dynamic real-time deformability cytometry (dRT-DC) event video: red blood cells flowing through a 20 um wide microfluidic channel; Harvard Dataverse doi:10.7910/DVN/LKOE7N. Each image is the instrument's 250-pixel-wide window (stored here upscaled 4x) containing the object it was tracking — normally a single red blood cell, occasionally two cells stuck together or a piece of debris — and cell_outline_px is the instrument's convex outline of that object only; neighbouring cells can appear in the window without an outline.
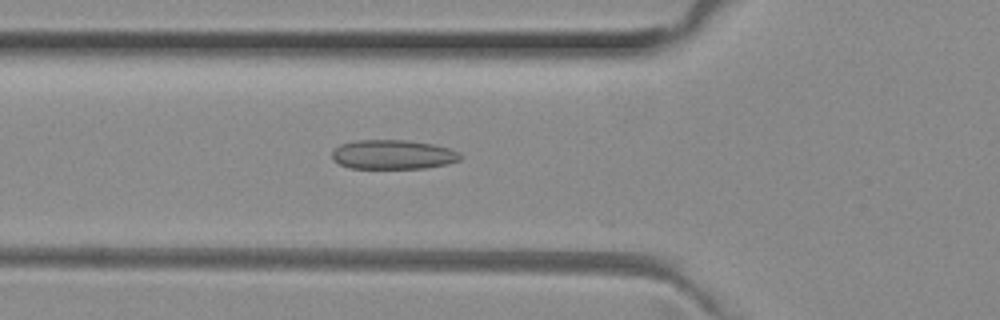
{"species": "common noctule bat (a hibernating species)", "species_latin": "Nyctalus noctula", "temperature_condition": "room temperature", "stored_images_in_passage": 45, "camera_frame_rate_fps": 3000, "um_per_image_px": 0.085, "animal": {"sex": "female", "body_mass_g": 29.2, "forearm_length_mm": 56.3}, "frame": {"image": 1, "passage_image": 17, "time_ms": 5.333, "image_size_px": [1000, 320], "cell_outline_px": [[460, 160], [448, 164], [424, 168], [348, 168], [332, 160], [332, 152], [340, 144], [356, 140], [408, 140], [432, 144], [448, 148], [460, 152]], "centroid_in_image_um": [33.39, 13.14], "position_along_channel_um": 92.4, "area_um2": 21.96}}
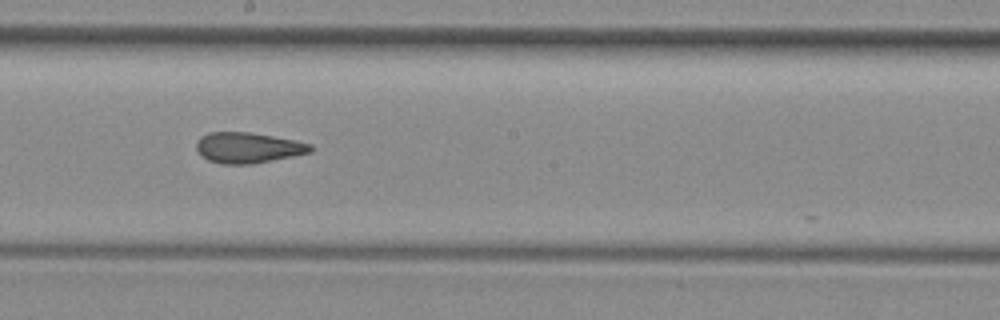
{"frame": {"image": 2, "passage_image": 27, "time_ms": 8.667, "image_size_px": [1000, 320], "cell_outline_px": [[312, 152], [252, 164], [220, 164], [208, 160], [200, 156], [196, 148], [196, 144], [200, 136], [208, 132], [248, 132], [296, 140], [312, 144]], "centroid_in_image_um": [21.05, 12.55], "position_along_channel_um": 227.2, "area_um2": 20.46}}
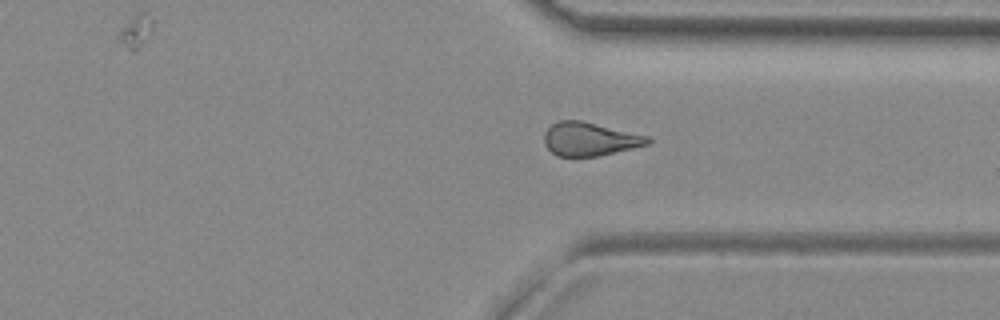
{"frame": {"image": 3, "passage_image": 37, "time_ms": 12.0, "image_size_px": [1000, 320], "cell_outline_px": [[652, 140], [648, 144], [632, 148], [596, 156], [556, 156], [544, 144], [544, 132], [552, 124], [560, 120], [580, 120], [648, 136]], "centroid_in_image_um": [50.09, 11.82], "position_along_channel_um": 361.3, "area_um2": 19.94}, "authors_computed_cell_mechanics": {"area_um2": 20.808, "velocity_mm_per_s": 4.0278, "shape_relaxation_time_tau1_ms": null, "shape_relaxation_time_tau2_ms": 2.6984, "deformation_change_tau1": null, "deformation_change_tau2": 0.1058}}